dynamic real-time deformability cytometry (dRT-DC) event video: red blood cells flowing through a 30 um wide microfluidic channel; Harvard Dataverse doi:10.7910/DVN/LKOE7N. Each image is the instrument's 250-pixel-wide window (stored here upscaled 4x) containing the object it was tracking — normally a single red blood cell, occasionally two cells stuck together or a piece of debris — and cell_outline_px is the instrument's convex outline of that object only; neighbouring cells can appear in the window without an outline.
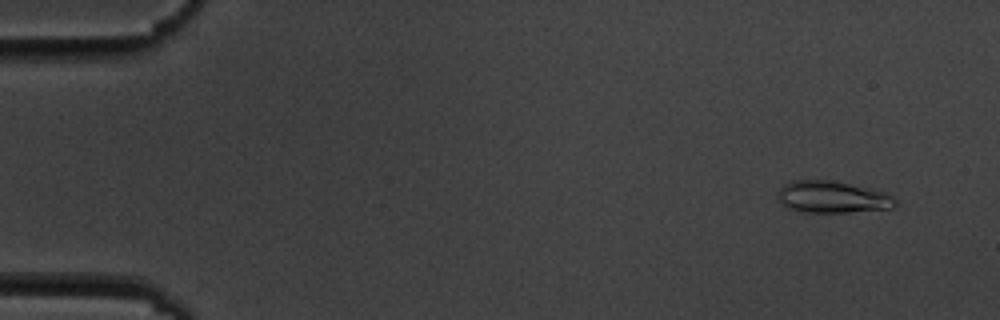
{"species": "common noctule bat (a hibernating species)", "species_latin": "Nyctalus noctula", "temperature_condition": "cold", "stored_images_in_passage": 5, "camera_frame_rate_fps": 3000, "um_per_image_px": 0.085, "animal": {"sex": "male", "body_mass_g": 19.5, "forearm_length_mm": 54.6}, "frame": {"image": 1, "passage_image": 1, "time_ms": 0.0, "image_size_px": [1000, 320], "cell_outline_px": [[896, 204], [892, 208], [848, 212], [804, 212], [788, 208], [780, 204], [776, 192], [784, 184], [796, 180], [828, 180], [888, 192], [896, 200]], "centroid_in_image_um": [70.73, 16.75], "position_along_channel_um": 14.3, "area_um2": 21.79}}